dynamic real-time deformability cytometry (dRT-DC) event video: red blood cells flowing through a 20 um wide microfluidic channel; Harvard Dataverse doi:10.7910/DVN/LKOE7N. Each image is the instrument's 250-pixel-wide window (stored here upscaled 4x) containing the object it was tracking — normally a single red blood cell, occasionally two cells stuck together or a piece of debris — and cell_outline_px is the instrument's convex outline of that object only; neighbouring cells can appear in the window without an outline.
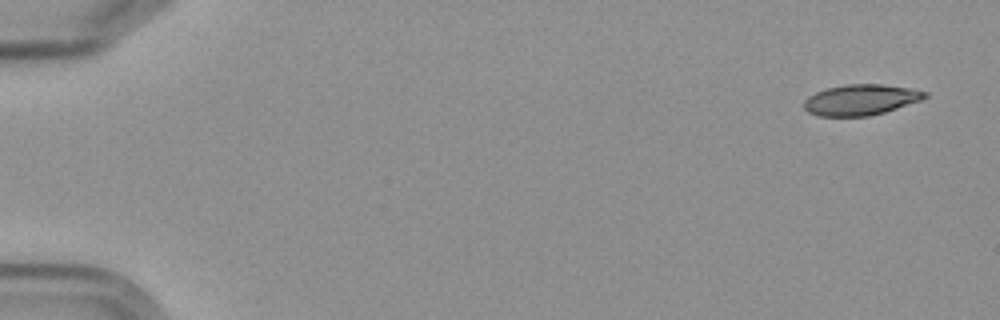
{"species": "Egyptian fruit bat (a non-hibernating species)", "species_latin": "Rousettus aegyptiacus", "temperature_condition": "cold", "stored_images_in_passage": 7, "camera_frame_rate_fps": 3000, "um_per_image_px": 0.085, "frame": {"image": 1, "passage_image": 1, "time_ms": 0.0, "image_size_px": [1000, 320], "cell_outline_px": [[928, 96], [920, 100], [884, 112], [868, 116], [820, 116], [808, 112], [804, 108], [804, 100], [808, 96], [816, 92], [828, 88], [848, 84], [880, 84], [908, 88], [928, 92]], "centroid_in_image_um": [73.14, 8.48], "position_along_channel_um": 11.9, "area_um2": 21.39}}
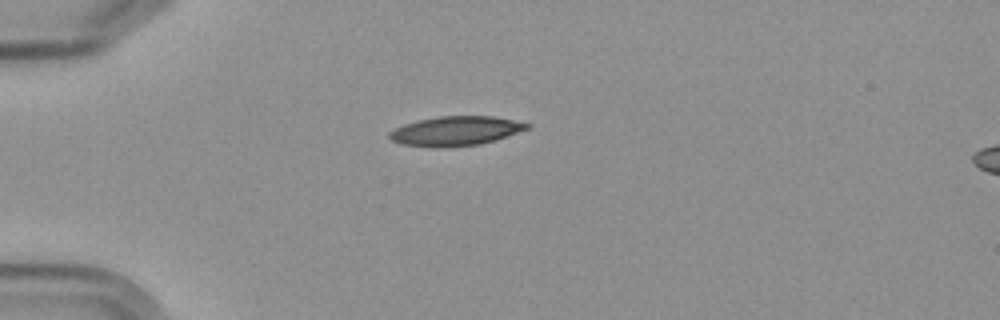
{"frame": {"image": 2, "passage_image": 5, "time_ms": 4.333, "image_size_px": [1000, 320], "cell_outline_px": [[532, 124], [528, 128], [496, 140], [480, 144], [448, 148], [432, 148], [400, 144], [392, 140], [388, 136], [388, 132], [404, 124], [420, 120], [440, 116], [492, 116]], "centroid_in_image_um": [38.69, 11.15], "position_along_channel_um": 46.3, "area_um2": 23.64}}
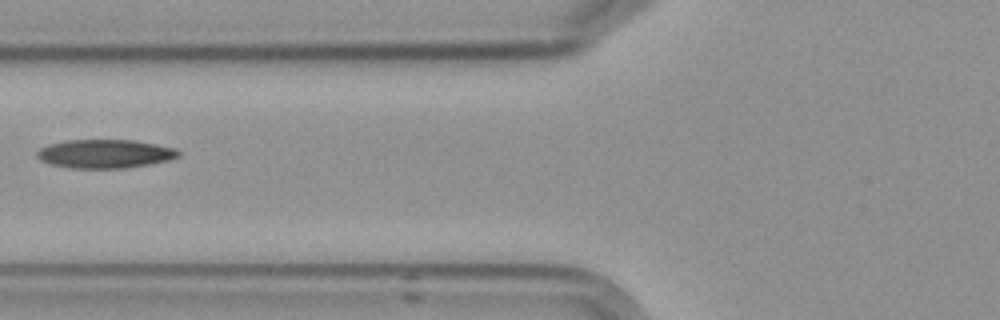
{"frame": {"image": 3, "passage_image": 7, "time_ms": 7.0, "image_size_px": [1000, 320], "cell_outline_px": [[180, 156], [168, 160], [148, 164], [124, 168], [72, 168], [52, 164], [40, 160], [36, 156], [36, 152], [40, 148], [48, 144], [68, 140], [132, 140], [156, 144], [176, 148], [180, 152]], "centroid_in_image_um": [8.92, 13.06], "position_along_channel_um": 116.9, "area_um2": 23.52}}